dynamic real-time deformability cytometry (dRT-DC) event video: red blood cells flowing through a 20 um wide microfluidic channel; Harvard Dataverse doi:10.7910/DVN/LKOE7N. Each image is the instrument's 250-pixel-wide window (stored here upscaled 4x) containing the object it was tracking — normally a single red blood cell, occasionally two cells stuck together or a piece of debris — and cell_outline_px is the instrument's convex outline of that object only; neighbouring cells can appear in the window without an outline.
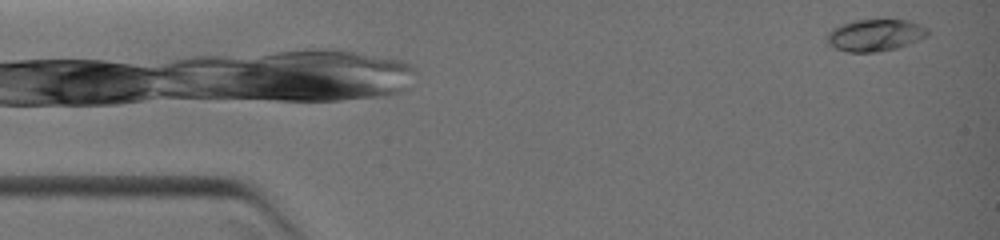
{"species": "common noctule bat (a hibernating species)", "species_latin": "Nyctalus noctula", "temperature_condition": "warm", "stored_images_in_passage": 9, "camera_frame_rate_fps": 3000, "um_per_image_px": 0.085, "animal": {"sex": "female", "body_mass_g": 19.0, "forearm_length_mm": 51.5}, "frame": {"image": 1, "passage_image": 1, "time_ms": 0.0, "image_size_px": [1000, 240], "cell_outline_px": [[928, 36], [908, 44], [896, 48], [876, 52], [848, 52], [836, 48], [828, 44], [824, 40], [828, 32], [832, 28], [840, 24], [856, 20], [908, 20], [920, 24], [928, 28]], "centroid_in_image_um": [74.36, 2.99], "position_along_channel_um": 10.6, "area_um2": 18.84}}
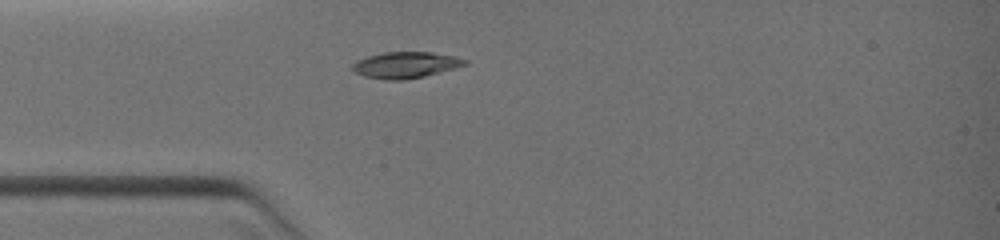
{"frame": {"image": 2, "passage_image": 7, "time_ms": 3.0, "image_size_px": [1000, 240], "cell_outline_px": [[468, 64], [456, 68], [424, 76], [404, 80], [384, 80], [364, 76], [356, 72], [352, 68], [352, 64], [356, 60], [368, 56], [384, 52], [432, 52], [452, 56], [468, 60]], "centroid_in_image_um": [34.47, 5.52], "position_along_channel_um": 50.5, "area_um2": 17.17}}
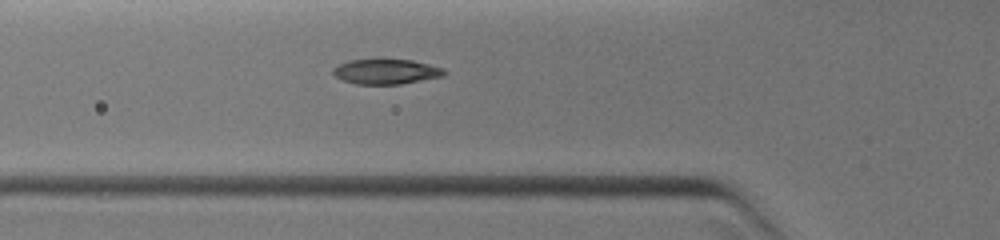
{"frame": {"image": 3, "passage_image": 9, "time_ms": 4.0, "image_size_px": [1000, 240], "cell_outline_px": [[448, 72], [444, 76], [400, 84], [356, 84], [340, 80], [332, 72], [332, 68], [340, 64], [352, 60], [376, 56], [380, 56], [412, 60], [444, 68]], "centroid_in_image_um": [32.81, 6.04], "position_along_channel_um": 93.0, "area_um2": 17.05}}